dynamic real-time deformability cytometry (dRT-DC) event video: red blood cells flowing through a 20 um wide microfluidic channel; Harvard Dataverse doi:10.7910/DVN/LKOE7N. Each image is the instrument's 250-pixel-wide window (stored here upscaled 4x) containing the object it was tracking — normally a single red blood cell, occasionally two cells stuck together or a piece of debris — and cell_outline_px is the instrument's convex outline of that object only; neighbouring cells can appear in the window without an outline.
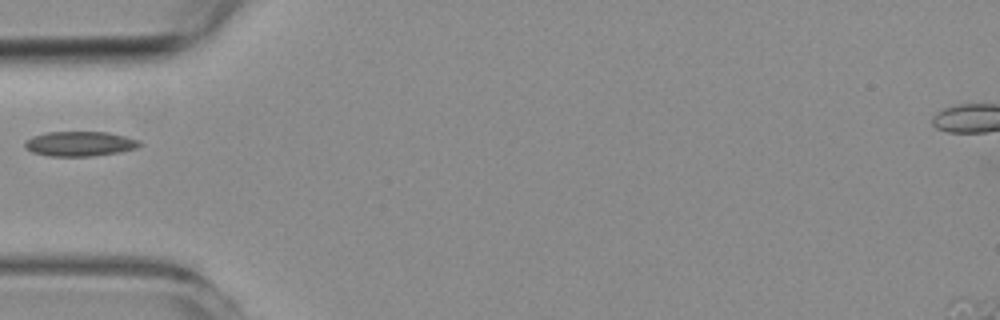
{"species": "common noctule bat (a hibernating species)", "species_latin": "Nyctalus noctula", "temperature_condition": "room temperature", "stored_images_in_passage": 23, "camera_frame_rate_fps": 3000, "um_per_image_px": 0.085, "animal": {"sex": "female", "body_mass_g": 19.3, "forearm_length_mm": 54.1}, "frame": {"image": 1, "passage_image": 1, "time_ms": 0.0, "image_size_px": [1000, 320], "cell_outline_px": [[144, 144], [136, 148], [120, 152], [92, 156], [48, 156], [32, 152], [24, 148], [24, 144], [32, 136], [48, 132], [108, 132], [140, 140]], "centroid_in_image_um": [6.8, 12.22], "position_along_channel_um": 78.2, "area_um2": 16.65}}
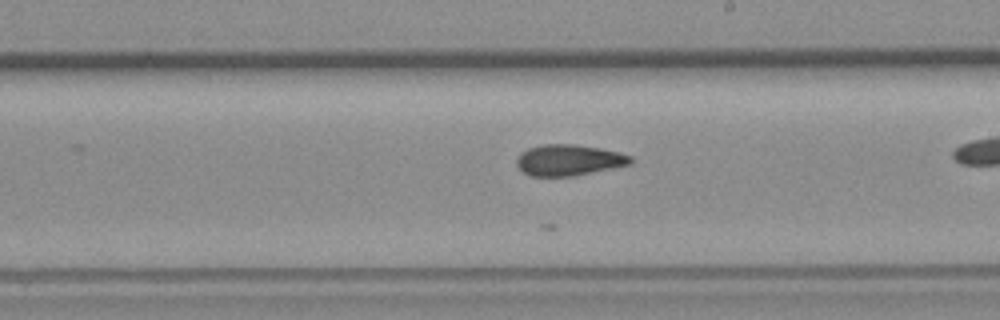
{"frame": {"image": 2, "passage_image": 11, "time_ms": 3.333, "image_size_px": [1000, 320], "cell_outline_px": [[632, 164], [572, 176], [532, 176], [524, 172], [516, 164], [516, 160], [520, 152], [528, 148], [544, 144], [572, 144], [600, 148], [620, 152], [632, 156]], "centroid_in_image_um": [48.35, 13.6], "position_along_channel_um": 240.6, "area_um2": 20.58}}